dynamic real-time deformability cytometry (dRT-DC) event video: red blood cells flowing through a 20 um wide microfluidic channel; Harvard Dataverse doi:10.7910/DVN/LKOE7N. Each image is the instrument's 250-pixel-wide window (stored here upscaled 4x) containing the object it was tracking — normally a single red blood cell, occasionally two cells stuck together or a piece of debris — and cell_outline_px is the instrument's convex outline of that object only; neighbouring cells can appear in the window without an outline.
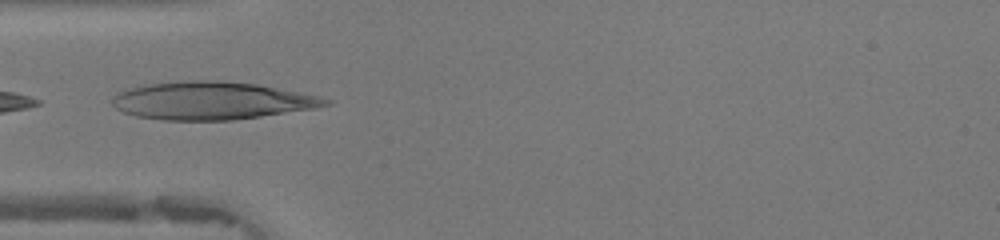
{"species": "human", "species_latin": "Homo sapiens", "temperature_condition": "warm", "stored_images_in_passage": 45, "camera_frame_rate_fps": 3000, "um_per_image_px": 0.085, "donor": {"sex": "female"}, "frame": {"image": 1, "passage_image": 13, "time_ms": 4.0, "image_size_px": [1000, 240], "cell_outline_px": [[332, 104], [316, 108], [232, 120], [164, 120], [136, 116], [124, 112], [116, 108], [112, 104], [112, 96], [120, 92], [144, 84], [188, 80], [216, 80], [256, 84], [316, 96], [332, 100]], "centroid_in_image_um": [17.96, 8.56], "position_along_channel_um": 67.0, "area_um2": 46.59}}
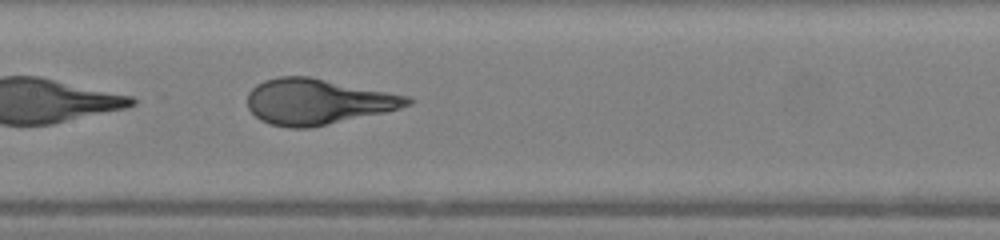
{"frame": {"image": 2, "passage_image": 21, "time_ms": 6.667, "image_size_px": [1000, 240], "cell_outline_px": [[416, 100], [412, 104], [400, 108], [384, 112], [308, 128], [288, 128], [272, 124], [260, 120], [248, 108], [248, 92], [256, 84], [264, 80], [280, 76], [308, 76], [408, 96]], "centroid_in_image_um": [26.98, 8.63], "position_along_channel_um": 180.4, "area_um2": 42.25}}
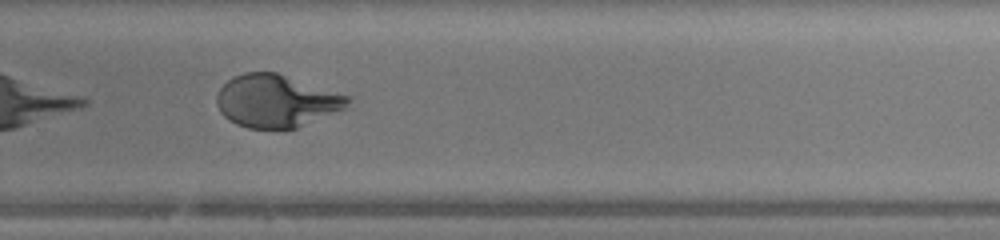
{"frame": {"image": 3, "passage_image": 30, "time_ms": 9.667, "image_size_px": [1000, 240], "cell_outline_px": [[352, 108], [296, 128], [248, 128], [236, 124], [228, 120], [220, 112], [216, 104], [216, 96], [220, 88], [228, 80], [244, 72], [276, 72], [352, 96]], "centroid_in_image_um": [23.58, 8.59], "position_along_channel_um": 306.2, "area_um2": 40.86}, "authors_computed_cell_mechanics": {"area_um2": 42.2518, "velocity_mm_per_s": 4.2127, "shape_relaxation_time_tau1_ms": 6.5944, "shape_relaxation_time_tau2_ms": null, "deformation_change_tau1": 0.3834, "deformation_change_tau2": null}}